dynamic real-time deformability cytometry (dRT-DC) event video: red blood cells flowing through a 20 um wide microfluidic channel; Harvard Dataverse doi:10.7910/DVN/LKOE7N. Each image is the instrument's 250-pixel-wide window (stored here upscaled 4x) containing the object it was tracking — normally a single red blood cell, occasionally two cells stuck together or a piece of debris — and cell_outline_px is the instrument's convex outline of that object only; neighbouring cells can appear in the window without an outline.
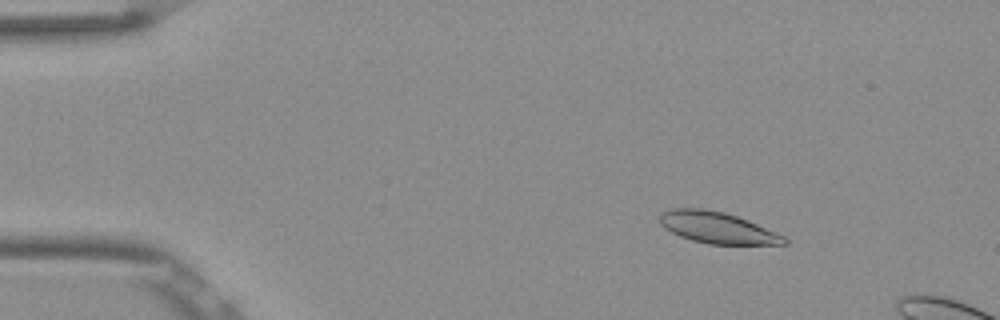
{"species": "Egyptian fruit bat (a non-hibernating species)", "species_latin": "Rousettus aegyptiacus", "temperature_condition": "room temperature", "stored_images_in_passage": 14, "camera_frame_rate_fps": 3000, "um_per_image_px": 0.085, "frame": {"image": 1, "passage_image": 8, "time_ms": 2.333, "image_size_px": [1000, 320], "cell_outline_px": [[788, 244], [708, 244], [692, 240], [680, 236], [672, 232], [660, 224], [660, 216], [664, 212], [672, 208], [704, 208], [724, 212], [748, 220], [784, 236], [788, 240]], "centroid_in_image_um": [60.98, 19.35], "position_along_channel_um": 24.0, "area_um2": 22.54}}